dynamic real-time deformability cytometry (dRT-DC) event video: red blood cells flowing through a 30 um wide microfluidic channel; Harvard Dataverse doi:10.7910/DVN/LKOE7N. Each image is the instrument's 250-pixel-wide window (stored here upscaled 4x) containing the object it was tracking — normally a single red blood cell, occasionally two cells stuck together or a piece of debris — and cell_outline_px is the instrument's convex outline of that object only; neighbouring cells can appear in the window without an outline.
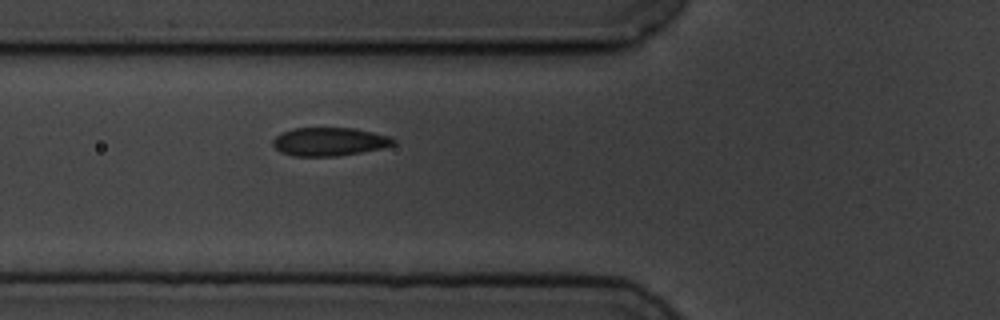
{"species": "common noctule bat (a hibernating species)", "species_latin": "Nyctalus noctula", "temperature_condition": "cold", "stored_images_in_passage": 6, "camera_frame_rate_fps": 3000, "um_per_image_px": 0.085, "animal": {"sex": "male", "body_mass_g": 19.5, "forearm_length_mm": 54.6}, "frame": {"image": 1, "passage_image": 6, "time_ms": 6.667, "image_size_px": [1000, 320], "cell_outline_px": [[396, 144], [384, 148], [336, 156], [292, 156], [280, 152], [272, 144], [272, 140], [280, 132], [292, 128], [356, 128], [392, 136], [396, 140]], "centroid_in_image_um": [28.01, 12.03], "position_along_channel_um": 97.8, "area_um2": 20.23}}